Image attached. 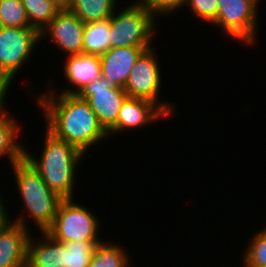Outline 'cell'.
Masks as SVG:
<instances>
[{"mask_svg": "<svg viewBox=\"0 0 266 267\" xmlns=\"http://www.w3.org/2000/svg\"><path fill=\"white\" fill-rule=\"evenodd\" d=\"M54 91L47 88L46 94L44 92L36 98L39 108L43 110L44 122L49 132L84 154L103 139L108 140V133L99 124L86 100L77 94Z\"/></svg>", "mask_w": 266, "mask_h": 267, "instance_id": "1", "label": "cell"}, {"mask_svg": "<svg viewBox=\"0 0 266 267\" xmlns=\"http://www.w3.org/2000/svg\"><path fill=\"white\" fill-rule=\"evenodd\" d=\"M11 167L20 198L24 202H22L24 204L22 209L24 213L21 211L16 219H11L8 216L9 213L6 206H4L5 217L21 224L26 229H30L28 228L30 227L28 226L29 223L26 221L25 214L27 213V215L29 214L28 218L31 217L32 221H34V227L37 226L41 233L46 232L55 220L58 206L63 198L46 185L40 174L25 158Z\"/></svg>", "mask_w": 266, "mask_h": 267, "instance_id": "2", "label": "cell"}, {"mask_svg": "<svg viewBox=\"0 0 266 267\" xmlns=\"http://www.w3.org/2000/svg\"><path fill=\"white\" fill-rule=\"evenodd\" d=\"M44 150L39 158L25 147L26 161L40 174L46 185L63 199H73L75 174L84 157L75 146L45 131ZM39 159V160H38Z\"/></svg>", "mask_w": 266, "mask_h": 267, "instance_id": "3", "label": "cell"}, {"mask_svg": "<svg viewBox=\"0 0 266 267\" xmlns=\"http://www.w3.org/2000/svg\"><path fill=\"white\" fill-rule=\"evenodd\" d=\"M119 11L110 17V48L153 47L156 17L136 1Z\"/></svg>", "mask_w": 266, "mask_h": 267, "instance_id": "4", "label": "cell"}, {"mask_svg": "<svg viewBox=\"0 0 266 267\" xmlns=\"http://www.w3.org/2000/svg\"><path fill=\"white\" fill-rule=\"evenodd\" d=\"M100 219L86 206L63 199L57 209L55 220L45 232L59 243L71 241H103L99 237Z\"/></svg>", "mask_w": 266, "mask_h": 267, "instance_id": "5", "label": "cell"}, {"mask_svg": "<svg viewBox=\"0 0 266 267\" xmlns=\"http://www.w3.org/2000/svg\"><path fill=\"white\" fill-rule=\"evenodd\" d=\"M259 0H218L217 18L211 25L243 45L256 43Z\"/></svg>", "mask_w": 266, "mask_h": 267, "instance_id": "6", "label": "cell"}, {"mask_svg": "<svg viewBox=\"0 0 266 267\" xmlns=\"http://www.w3.org/2000/svg\"><path fill=\"white\" fill-rule=\"evenodd\" d=\"M40 40V32L33 27L0 26V77L12 84Z\"/></svg>", "mask_w": 266, "mask_h": 267, "instance_id": "7", "label": "cell"}, {"mask_svg": "<svg viewBox=\"0 0 266 267\" xmlns=\"http://www.w3.org/2000/svg\"><path fill=\"white\" fill-rule=\"evenodd\" d=\"M154 50L155 48L152 47L139 56L124 90L128 97L150 100L157 104L168 116H171L174 111V104L169 101L168 103L159 101L162 73Z\"/></svg>", "mask_w": 266, "mask_h": 267, "instance_id": "8", "label": "cell"}, {"mask_svg": "<svg viewBox=\"0 0 266 267\" xmlns=\"http://www.w3.org/2000/svg\"><path fill=\"white\" fill-rule=\"evenodd\" d=\"M77 95L88 102L106 132L116 124L122 103L128 97L124 88L109 87L102 77L87 84Z\"/></svg>", "mask_w": 266, "mask_h": 267, "instance_id": "9", "label": "cell"}, {"mask_svg": "<svg viewBox=\"0 0 266 267\" xmlns=\"http://www.w3.org/2000/svg\"><path fill=\"white\" fill-rule=\"evenodd\" d=\"M84 27L85 23L75 14L69 10H62L40 32V37H49L58 50L67 56L78 55L82 53Z\"/></svg>", "mask_w": 266, "mask_h": 267, "instance_id": "10", "label": "cell"}, {"mask_svg": "<svg viewBox=\"0 0 266 267\" xmlns=\"http://www.w3.org/2000/svg\"><path fill=\"white\" fill-rule=\"evenodd\" d=\"M166 116L168 117L157 104L150 100L127 97L122 103L116 124L107 133L111 137L117 132L124 133L125 130L130 132L149 126Z\"/></svg>", "mask_w": 266, "mask_h": 267, "instance_id": "11", "label": "cell"}, {"mask_svg": "<svg viewBox=\"0 0 266 267\" xmlns=\"http://www.w3.org/2000/svg\"><path fill=\"white\" fill-rule=\"evenodd\" d=\"M152 47H118L109 48L101 59V77L109 87L125 88L136 60Z\"/></svg>", "mask_w": 266, "mask_h": 267, "instance_id": "12", "label": "cell"}, {"mask_svg": "<svg viewBox=\"0 0 266 267\" xmlns=\"http://www.w3.org/2000/svg\"><path fill=\"white\" fill-rule=\"evenodd\" d=\"M30 230L6 217L0 221V267H26Z\"/></svg>", "mask_w": 266, "mask_h": 267, "instance_id": "13", "label": "cell"}, {"mask_svg": "<svg viewBox=\"0 0 266 267\" xmlns=\"http://www.w3.org/2000/svg\"><path fill=\"white\" fill-rule=\"evenodd\" d=\"M63 72L67 82L72 86H66L59 93L78 94L87 84L101 77V59L99 55L78 54L67 56L64 62ZM73 88V89H72Z\"/></svg>", "mask_w": 266, "mask_h": 267, "instance_id": "14", "label": "cell"}, {"mask_svg": "<svg viewBox=\"0 0 266 267\" xmlns=\"http://www.w3.org/2000/svg\"><path fill=\"white\" fill-rule=\"evenodd\" d=\"M30 235L27 245L26 267H66V246L53 240L47 233L35 241ZM35 241V242H34Z\"/></svg>", "mask_w": 266, "mask_h": 267, "instance_id": "15", "label": "cell"}, {"mask_svg": "<svg viewBox=\"0 0 266 267\" xmlns=\"http://www.w3.org/2000/svg\"><path fill=\"white\" fill-rule=\"evenodd\" d=\"M9 115V110L0 115V157L7 156L12 166L24 159L25 147L17 139L22 127Z\"/></svg>", "mask_w": 266, "mask_h": 267, "instance_id": "16", "label": "cell"}, {"mask_svg": "<svg viewBox=\"0 0 266 267\" xmlns=\"http://www.w3.org/2000/svg\"><path fill=\"white\" fill-rule=\"evenodd\" d=\"M110 18L85 23L82 53L102 55L110 48Z\"/></svg>", "mask_w": 266, "mask_h": 267, "instance_id": "17", "label": "cell"}, {"mask_svg": "<svg viewBox=\"0 0 266 267\" xmlns=\"http://www.w3.org/2000/svg\"><path fill=\"white\" fill-rule=\"evenodd\" d=\"M116 0H73L69 11L84 23L109 19L115 12Z\"/></svg>", "mask_w": 266, "mask_h": 267, "instance_id": "18", "label": "cell"}, {"mask_svg": "<svg viewBox=\"0 0 266 267\" xmlns=\"http://www.w3.org/2000/svg\"><path fill=\"white\" fill-rule=\"evenodd\" d=\"M120 246L106 241L97 244L88 267H131L129 253Z\"/></svg>", "mask_w": 266, "mask_h": 267, "instance_id": "19", "label": "cell"}, {"mask_svg": "<svg viewBox=\"0 0 266 267\" xmlns=\"http://www.w3.org/2000/svg\"><path fill=\"white\" fill-rule=\"evenodd\" d=\"M30 25L41 32L60 11L50 0H22Z\"/></svg>", "mask_w": 266, "mask_h": 267, "instance_id": "20", "label": "cell"}, {"mask_svg": "<svg viewBox=\"0 0 266 267\" xmlns=\"http://www.w3.org/2000/svg\"><path fill=\"white\" fill-rule=\"evenodd\" d=\"M0 26L14 28L32 27L22 0H0Z\"/></svg>", "mask_w": 266, "mask_h": 267, "instance_id": "21", "label": "cell"}, {"mask_svg": "<svg viewBox=\"0 0 266 267\" xmlns=\"http://www.w3.org/2000/svg\"><path fill=\"white\" fill-rule=\"evenodd\" d=\"M102 241H71L66 246V267H88L97 244Z\"/></svg>", "mask_w": 266, "mask_h": 267, "instance_id": "22", "label": "cell"}, {"mask_svg": "<svg viewBox=\"0 0 266 267\" xmlns=\"http://www.w3.org/2000/svg\"><path fill=\"white\" fill-rule=\"evenodd\" d=\"M264 227L251 237L244 250L242 256L244 267H266V226Z\"/></svg>", "mask_w": 266, "mask_h": 267, "instance_id": "23", "label": "cell"}, {"mask_svg": "<svg viewBox=\"0 0 266 267\" xmlns=\"http://www.w3.org/2000/svg\"><path fill=\"white\" fill-rule=\"evenodd\" d=\"M187 5L193 17L203 22L211 24L217 18L218 0H186L185 6Z\"/></svg>", "mask_w": 266, "mask_h": 267, "instance_id": "24", "label": "cell"}, {"mask_svg": "<svg viewBox=\"0 0 266 267\" xmlns=\"http://www.w3.org/2000/svg\"><path fill=\"white\" fill-rule=\"evenodd\" d=\"M137 2L149 10L155 17L171 14L183 8L186 0H137Z\"/></svg>", "mask_w": 266, "mask_h": 267, "instance_id": "25", "label": "cell"}, {"mask_svg": "<svg viewBox=\"0 0 266 267\" xmlns=\"http://www.w3.org/2000/svg\"><path fill=\"white\" fill-rule=\"evenodd\" d=\"M9 87H11V84L4 78L0 77V115H2L4 112H6L7 107H5V99L6 93L9 91Z\"/></svg>", "mask_w": 266, "mask_h": 267, "instance_id": "26", "label": "cell"}, {"mask_svg": "<svg viewBox=\"0 0 266 267\" xmlns=\"http://www.w3.org/2000/svg\"><path fill=\"white\" fill-rule=\"evenodd\" d=\"M60 11L69 10L73 0H50Z\"/></svg>", "mask_w": 266, "mask_h": 267, "instance_id": "27", "label": "cell"}, {"mask_svg": "<svg viewBox=\"0 0 266 267\" xmlns=\"http://www.w3.org/2000/svg\"><path fill=\"white\" fill-rule=\"evenodd\" d=\"M3 203H5V202H4L3 198L0 197V221L5 217V210H4L5 204H3Z\"/></svg>", "mask_w": 266, "mask_h": 267, "instance_id": "28", "label": "cell"}]
</instances>
